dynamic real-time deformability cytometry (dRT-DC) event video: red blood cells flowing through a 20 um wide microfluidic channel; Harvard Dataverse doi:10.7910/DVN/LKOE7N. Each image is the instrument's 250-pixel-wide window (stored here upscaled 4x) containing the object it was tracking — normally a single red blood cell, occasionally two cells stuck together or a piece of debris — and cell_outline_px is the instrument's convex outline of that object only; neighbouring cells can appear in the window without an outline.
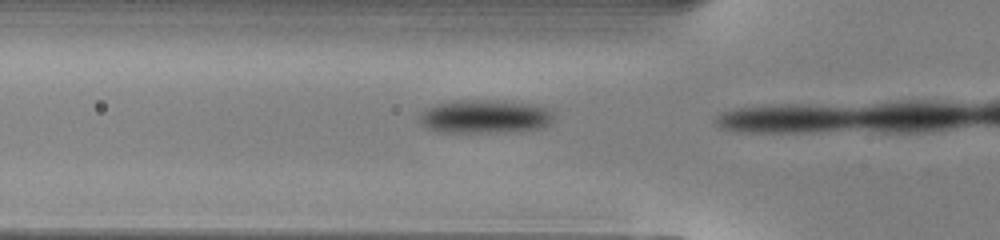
{"species": "common noctule bat (a hibernating species)", "species_latin": "Nyctalus noctula", "temperature_condition": "warm", "stored_images_in_passage": 12, "camera_frame_rate_fps": 3000, "um_per_image_px": 0.085, "animal": {"sex": "male", "body_mass_g": 13.0, "forearm_length_mm": 53.1}, "frame": {"image": 1, "passage_image": 11, "time_ms": 3.333, "image_size_px": [1000, 240], "cell_outline_px": [[552, 124], [544, 128], [516, 132], [436, 132], [424, 128], [420, 124], [420, 112], [428, 108], [440, 104], [464, 100], [476, 100], [528, 104], [544, 108], [552, 116]], "centroid_in_image_um": [41.18, 9.96], "position_along_channel_um": 84.6, "area_um2": 25.84}}